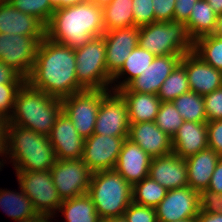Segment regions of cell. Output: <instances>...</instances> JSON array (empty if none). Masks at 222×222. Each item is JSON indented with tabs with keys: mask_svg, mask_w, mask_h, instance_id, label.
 I'll list each match as a JSON object with an SVG mask.
<instances>
[{
	"mask_svg": "<svg viewBox=\"0 0 222 222\" xmlns=\"http://www.w3.org/2000/svg\"><path fill=\"white\" fill-rule=\"evenodd\" d=\"M74 49L45 37L38 45L34 67L26 81L57 98L83 91L76 77Z\"/></svg>",
	"mask_w": 222,
	"mask_h": 222,
	"instance_id": "cell-1",
	"label": "cell"
},
{
	"mask_svg": "<svg viewBox=\"0 0 222 222\" xmlns=\"http://www.w3.org/2000/svg\"><path fill=\"white\" fill-rule=\"evenodd\" d=\"M104 32L103 8L89 0L55 9L45 26V37L73 49L103 36Z\"/></svg>",
	"mask_w": 222,
	"mask_h": 222,
	"instance_id": "cell-2",
	"label": "cell"
},
{
	"mask_svg": "<svg viewBox=\"0 0 222 222\" xmlns=\"http://www.w3.org/2000/svg\"><path fill=\"white\" fill-rule=\"evenodd\" d=\"M16 172L50 170L56 163V154L49 137L33 130L7 124L6 154Z\"/></svg>",
	"mask_w": 222,
	"mask_h": 222,
	"instance_id": "cell-3",
	"label": "cell"
},
{
	"mask_svg": "<svg viewBox=\"0 0 222 222\" xmlns=\"http://www.w3.org/2000/svg\"><path fill=\"white\" fill-rule=\"evenodd\" d=\"M61 112L60 98L35 89L26 81L16 95L14 111L7 124L49 136Z\"/></svg>",
	"mask_w": 222,
	"mask_h": 222,
	"instance_id": "cell-4",
	"label": "cell"
},
{
	"mask_svg": "<svg viewBox=\"0 0 222 222\" xmlns=\"http://www.w3.org/2000/svg\"><path fill=\"white\" fill-rule=\"evenodd\" d=\"M131 186L122 175L113 170L91 175L88 195L101 220L122 217L132 202Z\"/></svg>",
	"mask_w": 222,
	"mask_h": 222,
	"instance_id": "cell-5",
	"label": "cell"
},
{
	"mask_svg": "<svg viewBox=\"0 0 222 222\" xmlns=\"http://www.w3.org/2000/svg\"><path fill=\"white\" fill-rule=\"evenodd\" d=\"M138 45L155 56L194 51V40L184 21L153 22L139 27Z\"/></svg>",
	"mask_w": 222,
	"mask_h": 222,
	"instance_id": "cell-6",
	"label": "cell"
},
{
	"mask_svg": "<svg viewBox=\"0 0 222 222\" xmlns=\"http://www.w3.org/2000/svg\"><path fill=\"white\" fill-rule=\"evenodd\" d=\"M76 77L84 90H110L112 75L106 68V46L103 36L92 38L75 48ZM108 86V87H107Z\"/></svg>",
	"mask_w": 222,
	"mask_h": 222,
	"instance_id": "cell-7",
	"label": "cell"
},
{
	"mask_svg": "<svg viewBox=\"0 0 222 222\" xmlns=\"http://www.w3.org/2000/svg\"><path fill=\"white\" fill-rule=\"evenodd\" d=\"M16 174L19 186L32 201L37 213L43 217L53 218V213L59 210L62 199L58 195L50 170Z\"/></svg>",
	"mask_w": 222,
	"mask_h": 222,
	"instance_id": "cell-8",
	"label": "cell"
},
{
	"mask_svg": "<svg viewBox=\"0 0 222 222\" xmlns=\"http://www.w3.org/2000/svg\"><path fill=\"white\" fill-rule=\"evenodd\" d=\"M108 91L83 90L61 99L62 111L84 139L93 134L101 99Z\"/></svg>",
	"mask_w": 222,
	"mask_h": 222,
	"instance_id": "cell-9",
	"label": "cell"
},
{
	"mask_svg": "<svg viewBox=\"0 0 222 222\" xmlns=\"http://www.w3.org/2000/svg\"><path fill=\"white\" fill-rule=\"evenodd\" d=\"M50 172L62 201L88 193L92 172L82 158L72 160L57 159Z\"/></svg>",
	"mask_w": 222,
	"mask_h": 222,
	"instance_id": "cell-10",
	"label": "cell"
},
{
	"mask_svg": "<svg viewBox=\"0 0 222 222\" xmlns=\"http://www.w3.org/2000/svg\"><path fill=\"white\" fill-rule=\"evenodd\" d=\"M109 90L101 99L93 134L128 138L127 103L118 91Z\"/></svg>",
	"mask_w": 222,
	"mask_h": 222,
	"instance_id": "cell-11",
	"label": "cell"
},
{
	"mask_svg": "<svg viewBox=\"0 0 222 222\" xmlns=\"http://www.w3.org/2000/svg\"><path fill=\"white\" fill-rule=\"evenodd\" d=\"M38 45L31 36L0 33V60L27 79L34 67Z\"/></svg>",
	"mask_w": 222,
	"mask_h": 222,
	"instance_id": "cell-12",
	"label": "cell"
},
{
	"mask_svg": "<svg viewBox=\"0 0 222 222\" xmlns=\"http://www.w3.org/2000/svg\"><path fill=\"white\" fill-rule=\"evenodd\" d=\"M155 210L158 222L196 218L200 211L199 192L189 186L168 190Z\"/></svg>",
	"mask_w": 222,
	"mask_h": 222,
	"instance_id": "cell-13",
	"label": "cell"
},
{
	"mask_svg": "<svg viewBox=\"0 0 222 222\" xmlns=\"http://www.w3.org/2000/svg\"><path fill=\"white\" fill-rule=\"evenodd\" d=\"M124 140L123 137L92 134L85 139L83 162L92 173L113 170Z\"/></svg>",
	"mask_w": 222,
	"mask_h": 222,
	"instance_id": "cell-14",
	"label": "cell"
},
{
	"mask_svg": "<svg viewBox=\"0 0 222 222\" xmlns=\"http://www.w3.org/2000/svg\"><path fill=\"white\" fill-rule=\"evenodd\" d=\"M48 137L58 160L82 158L85 139L63 111L56 118Z\"/></svg>",
	"mask_w": 222,
	"mask_h": 222,
	"instance_id": "cell-15",
	"label": "cell"
},
{
	"mask_svg": "<svg viewBox=\"0 0 222 222\" xmlns=\"http://www.w3.org/2000/svg\"><path fill=\"white\" fill-rule=\"evenodd\" d=\"M139 27L131 26L105 31L106 68L113 76L123 65L129 54L138 46Z\"/></svg>",
	"mask_w": 222,
	"mask_h": 222,
	"instance_id": "cell-16",
	"label": "cell"
},
{
	"mask_svg": "<svg viewBox=\"0 0 222 222\" xmlns=\"http://www.w3.org/2000/svg\"><path fill=\"white\" fill-rule=\"evenodd\" d=\"M182 56L183 55L155 56L152 63L141 75L118 91H134L157 95L164 80L180 63Z\"/></svg>",
	"mask_w": 222,
	"mask_h": 222,
	"instance_id": "cell-17",
	"label": "cell"
},
{
	"mask_svg": "<svg viewBox=\"0 0 222 222\" xmlns=\"http://www.w3.org/2000/svg\"><path fill=\"white\" fill-rule=\"evenodd\" d=\"M190 90L205 96L222 86V71L205 63L194 51L182 56Z\"/></svg>",
	"mask_w": 222,
	"mask_h": 222,
	"instance_id": "cell-18",
	"label": "cell"
},
{
	"mask_svg": "<svg viewBox=\"0 0 222 222\" xmlns=\"http://www.w3.org/2000/svg\"><path fill=\"white\" fill-rule=\"evenodd\" d=\"M152 158L136 143L125 139L114 170L134 186L148 177Z\"/></svg>",
	"mask_w": 222,
	"mask_h": 222,
	"instance_id": "cell-19",
	"label": "cell"
},
{
	"mask_svg": "<svg viewBox=\"0 0 222 222\" xmlns=\"http://www.w3.org/2000/svg\"><path fill=\"white\" fill-rule=\"evenodd\" d=\"M128 139L138 144L151 158L173 153L172 138L155 123H130Z\"/></svg>",
	"mask_w": 222,
	"mask_h": 222,
	"instance_id": "cell-20",
	"label": "cell"
},
{
	"mask_svg": "<svg viewBox=\"0 0 222 222\" xmlns=\"http://www.w3.org/2000/svg\"><path fill=\"white\" fill-rule=\"evenodd\" d=\"M148 176L166 190L188 186L187 164L185 159L171 153L152 158Z\"/></svg>",
	"mask_w": 222,
	"mask_h": 222,
	"instance_id": "cell-21",
	"label": "cell"
},
{
	"mask_svg": "<svg viewBox=\"0 0 222 222\" xmlns=\"http://www.w3.org/2000/svg\"><path fill=\"white\" fill-rule=\"evenodd\" d=\"M0 33L31 36L40 43L45 38V25L35 16L4 2L0 3Z\"/></svg>",
	"mask_w": 222,
	"mask_h": 222,
	"instance_id": "cell-22",
	"label": "cell"
},
{
	"mask_svg": "<svg viewBox=\"0 0 222 222\" xmlns=\"http://www.w3.org/2000/svg\"><path fill=\"white\" fill-rule=\"evenodd\" d=\"M207 148V122L184 121L172 137L173 153L183 159Z\"/></svg>",
	"mask_w": 222,
	"mask_h": 222,
	"instance_id": "cell-23",
	"label": "cell"
},
{
	"mask_svg": "<svg viewBox=\"0 0 222 222\" xmlns=\"http://www.w3.org/2000/svg\"><path fill=\"white\" fill-rule=\"evenodd\" d=\"M220 159L221 156L210 148L186 158L188 186L199 193L207 189L215 166Z\"/></svg>",
	"mask_w": 222,
	"mask_h": 222,
	"instance_id": "cell-24",
	"label": "cell"
},
{
	"mask_svg": "<svg viewBox=\"0 0 222 222\" xmlns=\"http://www.w3.org/2000/svg\"><path fill=\"white\" fill-rule=\"evenodd\" d=\"M127 103L129 123L152 122L159 111L158 95L134 91H118Z\"/></svg>",
	"mask_w": 222,
	"mask_h": 222,
	"instance_id": "cell-25",
	"label": "cell"
},
{
	"mask_svg": "<svg viewBox=\"0 0 222 222\" xmlns=\"http://www.w3.org/2000/svg\"><path fill=\"white\" fill-rule=\"evenodd\" d=\"M155 55L151 54L148 50L140 47L139 45L132 50L127 59L124 61L122 67L112 76V84L117 82L119 77L128 75L122 82L119 84H113L111 90L118 91L126 87L132 80L141 75L149 65L152 63Z\"/></svg>",
	"mask_w": 222,
	"mask_h": 222,
	"instance_id": "cell-26",
	"label": "cell"
},
{
	"mask_svg": "<svg viewBox=\"0 0 222 222\" xmlns=\"http://www.w3.org/2000/svg\"><path fill=\"white\" fill-rule=\"evenodd\" d=\"M217 14L206 0H199L193 6L189 19L185 22L194 42L203 36L212 35L216 28Z\"/></svg>",
	"mask_w": 222,
	"mask_h": 222,
	"instance_id": "cell-27",
	"label": "cell"
},
{
	"mask_svg": "<svg viewBox=\"0 0 222 222\" xmlns=\"http://www.w3.org/2000/svg\"><path fill=\"white\" fill-rule=\"evenodd\" d=\"M58 211L64 214L65 222H101L88 194L63 200Z\"/></svg>",
	"mask_w": 222,
	"mask_h": 222,
	"instance_id": "cell-28",
	"label": "cell"
},
{
	"mask_svg": "<svg viewBox=\"0 0 222 222\" xmlns=\"http://www.w3.org/2000/svg\"><path fill=\"white\" fill-rule=\"evenodd\" d=\"M21 192H13L5 189H0V207L11 217L12 220L29 219L38 215L34 209L32 201L26 196L22 188Z\"/></svg>",
	"mask_w": 222,
	"mask_h": 222,
	"instance_id": "cell-29",
	"label": "cell"
},
{
	"mask_svg": "<svg viewBox=\"0 0 222 222\" xmlns=\"http://www.w3.org/2000/svg\"><path fill=\"white\" fill-rule=\"evenodd\" d=\"M132 0H111L102 6L105 31L134 26Z\"/></svg>",
	"mask_w": 222,
	"mask_h": 222,
	"instance_id": "cell-30",
	"label": "cell"
},
{
	"mask_svg": "<svg viewBox=\"0 0 222 222\" xmlns=\"http://www.w3.org/2000/svg\"><path fill=\"white\" fill-rule=\"evenodd\" d=\"M184 121L208 122L203 96L188 91L172 101Z\"/></svg>",
	"mask_w": 222,
	"mask_h": 222,
	"instance_id": "cell-31",
	"label": "cell"
},
{
	"mask_svg": "<svg viewBox=\"0 0 222 222\" xmlns=\"http://www.w3.org/2000/svg\"><path fill=\"white\" fill-rule=\"evenodd\" d=\"M168 190L149 176L132 189V201L136 204L155 208L166 196Z\"/></svg>",
	"mask_w": 222,
	"mask_h": 222,
	"instance_id": "cell-32",
	"label": "cell"
},
{
	"mask_svg": "<svg viewBox=\"0 0 222 222\" xmlns=\"http://www.w3.org/2000/svg\"><path fill=\"white\" fill-rule=\"evenodd\" d=\"M188 91H190V87L186 69L179 63L172 73L164 80L157 95L161 102H172Z\"/></svg>",
	"mask_w": 222,
	"mask_h": 222,
	"instance_id": "cell-33",
	"label": "cell"
},
{
	"mask_svg": "<svg viewBox=\"0 0 222 222\" xmlns=\"http://www.w3.org/2000/svg\"><path fill=\"white\" fill-rule=\"evenodd\" d=\"M194 52L210 66L222 71V38L206 35L194 42Z\"/></svg>",
	"mask_w": 222,
	"mask_h": 222,
	"instance_id": "cell-34",
	"label": "cell"
},
{
	"mask_svg": "<svg viewBox=\"0 0 222 222\" xmlns=\"http://www.w3.org/2000/svg\"><path fill=\"white\" fill-rule=\"evenodd\" d=\"M184 120L172 102H162L154 123L171 138Z\"/></svg>",
	"mask_w": 222,
	"mask_h": 222,
	"instance_id": "cell-35",
	"label": "cell"
},
{
	"mask_svg": "<svg viewBox=\"0 0 222 222\" xmlns=\"http://www.w3.org/2000/svg\"><path fill=\"white\" fill-rule=\"evenodd\" d=\"M8 2L21 12L35 16L45 26L55 11L49 0H9Z\"/></svg>",
	"mask_w": 222,
	"mask_h": 222,
	"instance_id": "cell-36",
	"label": "cell"
},
{
	"mask_svg": "<svg viewBox=\"0 0 222 222\" xmlns=\"http://www.w3.org/2000/svg\"><path fill=\"white\" fill-rule=\"evenodd\" d=\"M24 83L0 84V117L9 120L14 111L16 95Z\"/></svg>",
	"mask_w": 222,
	"mask_h": 222,
	"instance_id": "cell-37",
	"label": "cell"
},
{
	"mask_svg": "<svg viewBox=\"0 0 222 222\" xmlns=\"http://www.w3.org/2000/svg\"><path fill=\"white\" fill-rule=\"evenodd\" d=\"M134 26L141 27L155 22L152 0H132Z\"/></svg>",
	"mask_w": 222,
	"mask_h": 222,
	"instance_id": "cell-38",
	"label": "cell"
},
{
	"mask_svg": "<svg viewBox=\"0 0 222 222\" xmlns=\"http://www.w3.org/2000/svg\"><path fill=\"white\" fill-rule=\"evenodd\" d=\"M123 216L128 222H158L155 208L139 205L133 201Z\"/></svg>",
	"mask_w": 222,
	"mask_h": 222,
	"instance_id": "cell-39",
	"label": "cell"
},
{
	"mask_svg": "<svg viewBox=\"0 0 222 222\" xmlns=\"http://www.w3.org/2000/svg\"><path fill=\"white\" fill-rule=\"evenodd\" d=\"M208 122L222 120V86L203 96Z\"/></svg>",
	"mask_w": 222,
	"mask_h": 222,
	"instance_id": "cell-40",
	"label": "cell"
},
{
	"mask_svg": "<svg viewBox=\"0 0 222 222\" xmlns=\"http://www.w3.org/2000/svg\"><path fill=\"white\" fill-rule=\"evenodd\" d=\"M200 210L203 213L222 214V194L216 193L208 189H204L199 193Z\"/></svg>",
	"mask_w": 222,
	"mask_h": 222,
	"instance_id": "cell-41",
	"label": "cell"
},
{
	"mask_svg": "<svg viewBox=\"0 0 222 222\" xmlns=\"http://www.w3.org/2000/svg\"><path fill=\"white\" fill-rule=\"evenodd\" d=\"M176 0H152L155 22H169L174 20Z\"/></svg>",
	"mask_w": 222,
	"mask_h": 222,
	"instance_id": "cell-42",
	"label": "cell"
},
{
	"mask_svg": "<svg viewBox=\"0 0 222 222\" xmlns=\"http://www.w3.org/2000/svg\"><path fill=\"white\" fill-rule=\"evenodd\" d=\"M208 148L222 157V120L207 122Z\"/></svg>",
	"mask_w": 222,
	"mask_h": 222,
	"instance_id": "cell-43",
	"label": "cell"
},
{
	"mask_svg": "<svg viewBox=\"0 0 222 222\" xmlns=\"http://www.w3.org/2000/svg\"><path fill=\"white\" fill-rule=\"evenodd\" d=\"M199 0H176L174 8V21L186 22L195 3Z\"/></svg>",
	"mask_w": 222,
	"mask_h": 222,
	"instance_id": "cell-44",
	"label": "cell"
},
{
	"mask_svg": "<svg viewBox=\"0 0 222 222\" xmlns=\"http://www.w3.org/2000/svg\"><path fill=\"white\" fill-rule=\"evenodd\" d=\"M26 79L23 78L13 68L7 66L0 60V84L4 83H25Z\"/></svg>",
	"mask_w": 222,
	"mask_h": 222,
	"instance_id": "cell-45",
	"label": "cell"
},
{
	"mask_svg": "<svg viewBox=\"0 0 222 222\" xmlns=\"http://www.w3.org/2000/svg\"><path fill=\"white\" fill-rule=\"evenodd\" d=\"M207 189L222 194V159L217 162Z\"/></svg>",
	"mask_w": 222,
	"mask_h": 222,
	"instance_id": "cell-46",
	"label": "cell"
},
{
	"mask_svg": "<svg viewBox=\"0 0 222 222\" xmlns=\"http://www.w3.org/2000/svg\"><path fill=\"white\" fill-rule=\"evenodd\" d=\"M196 222H222V214L221 213H216V214L203 213L200 210L198 213V216L196 217Z\"/></svg>",
	"mask_w": 222,
	"mask_h": 222,
	"instance_id": "cell-47",
	"label": "cell"
},
{
	"mask_svg": "<svg viewBox=\"0 0 222 222\" xmlns=\"http://www.w3.org/2000/svg\"><path fill=\"white\" fill-rule=\"evenodd\" d=\"M6 128L7 120L0 117V154H6Z\"/></svg>",
	"mask_w": 222,
	"mask_h": 222,
	"instance_id": "cell-48",
	"label": "cell"
},
{
	"mask_svg": "<svg viewBox=\"0 0 222 222\" xmlns=\"http://www.w3.org/2000/svg\"><path fill=\"white\" fill-rule=\"evenodd\" d=\"M206 1L213 8V11L217 15L222 13V0H206Z\"/></svg>",
	"mask_w": 222,
	"mask_h": 222,
	"instance_id": "cell-49",
	"label": "cell"
},
{
	"mask_svg": "<svg viewBox=\"0 0 222 222\" xmlns=\"http://www.w3.org/2000/svg\"><path fill=\"white\" fill-rule=\"evenodd\" d=\"M51 218H48V217H43L42 215H37L36 217H32V218H29V219H20V220H17V222H50Z\"/></svg>",
	"mask_w": 222,
	"mask_h": 222,
	"instance_id": "cell-50",
	"label": "cell"
},
{
	"mask_svg": "<svg viewBox=\"0 0 222 222\" xmlns=\"http://www.w3.org/2000/svg\"><path fill=\"white\" fill-rule=\"evenodd\" d=\"M213 35L222 38V13L217 15L216 28Z\"/></svg>",
	"mask_w": 222,
	"mask_h": 222,
	"instance_id": "cell-51",
	"label": "cell"
},
{
	"mask_svg": "<svg viewBox=\"0 0 222 222\" xmlns=\"http://www.w3.org/2000/svg\"><path fill=\"white\" fill-rule=\"evenodd\" d=\"M49 1L54 9H59L64 7V0H49Z\"/></svg>",
	"mask_w": 222,
	"mask_h": 222,
	"instance_id": "cell-52",
	"label": "cell"
},
{
	"mask_svg": "<svg viewBox=\"0 0 222 222\" xmlns=\"http://www.w3.org/2000/svg\"><path fill=\"white\" fill-rule=\"evenodd\" d=\"M101 222H128L124 216L101 220Z\"/></svg>",
	"mask_w": 222,
	"mask_h": 222,
	"instance_id": "cell-53",
	"label": "cell"
},
{
	"mask_svg": "<svg viewBox=\"0 0 222 222\" xmlns=\"http://www.w3.org/2000/svg\"><path fill=\"white\" fill-rule=\"evenodd\" d=\"M85 1L87 0H64V7L72 6V5L79 4Z\"/></svg>",
	"mask_w": 222,
	"mask_h": 222,
	"instance_id": "cell-54",
	"label": "cell"
},
{
	"mask_svg": "<svg viewBox=\"0 0 222 222\" xmlns=\"http://www.w3.org/2000/svg\"><path fill=\"white\" fill-rule=\"evenodd\" d=\"M89 1H91L93 3H96V4L100 5V6H103V5L107 4V3H109L111 0H89Z\"/></svg>",
	"mask_w": 222,
	"mask_h": 222,
	"instance_id": "cell-55",
	"label": "cell"
},
{
	"mask_svg": "<svg viewBox=\"0 0 222 222\" xmlns=\"http://www.w3.org/2000/svg\"><path fill=\"white\" fill-rule=\"evenodd\" d=\"M171 222H196V218L183 219L180 221H171Z\"/></svg>",
	"mask_w": 222,
	"mask_h": 222,
	"instance_id": "cell-56",
	"label": "cell"
},
{
	"mask_svg": "<svg viewBox=\"0 0 222 222\" xmlns=\"http://www.w3.org/2000/svg\"><path fill=\"white\" fill-rule=\"evenodd\" d=\"M9 0H0V3L8 2Z\"/></svg>",
	"mask_w": 222,
	"mask_h": 222,
	"instance_id": "cell-57",
	"label": "cell"
},
{
	"mask_svg": "<svg viewBox=\"0 0 222 222\" xmlns=\"http://www.w3.org/2000/svg\"><path fill=\"white\" fill-rule=\"evenodd\" d=\"M0 155H1V157H2V154H0ZM2 166H4V165H3V163L0 161V169H1Z\"/></svg>",
	"mask_w": 222,
	"mask_h": 222,
	"instance_id": "cell-58",
	"label": "cell"
}]
</instances>
